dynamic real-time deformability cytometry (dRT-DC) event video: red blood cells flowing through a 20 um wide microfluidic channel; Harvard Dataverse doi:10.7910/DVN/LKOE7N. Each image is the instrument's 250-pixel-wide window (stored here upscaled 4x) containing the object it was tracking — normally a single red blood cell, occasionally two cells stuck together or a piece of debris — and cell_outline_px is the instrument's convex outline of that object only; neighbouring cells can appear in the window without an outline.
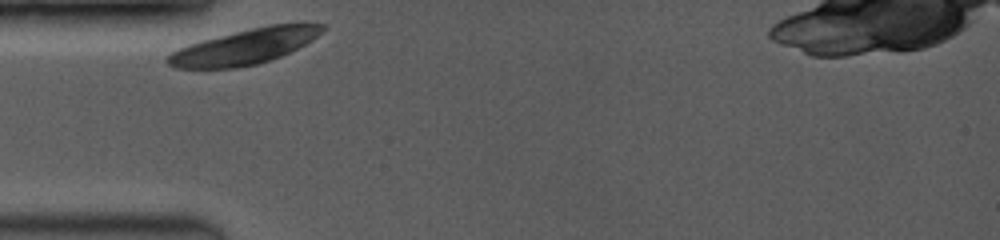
{"species": "common noctule bat (a hibernating species)", "species_latin": "Nyctalus noctula", "temperature_condition": "room temperature", "stored_images_in_passage": 19, "camera_frame_rate_fps": 3500, "um_per_image_px": 0.085, "animal": {"sex": "female", "body_mass_g": 19.0, "forearm_length_mm": 53.3}, "frame": {"image": 1, "passage_image": 1, "time_ms": 0.0, "image_size_px": [1000, 240], "cell_outline_px": [[328, 28], [312, 40], [272, 60], [256, 64], [236, 68], [176, 68], [168, 64], [164, 60], [172, 52], [188, 44], [268, 24], [304, 20], [324, 24]], "centroid_in_image_um": [20.92, 3.92], "position_along_channel_um": 64.1, "area_um2": 32.08}}
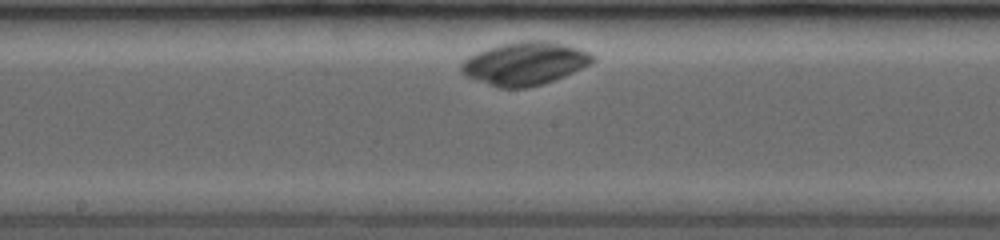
{"frame": {"image": 2, "passage_image": 8, "time_ms": 4.0, "image_size_px": [1000, 240], "cell_outline_px": [[596, 56], [588, 64], [564, 76], [540, 84], [524, 88], [500, 88], [464, 76], [460, 72], [460, 64], [468, 56], [476, 52], [488, 48], [520, 40], [540, 40], [560, 44], [592, 52]], "centroid_in_image_um": [44.55, 5.4], "position_along_channel_um": 203.7, "area_um2": 32.54}}
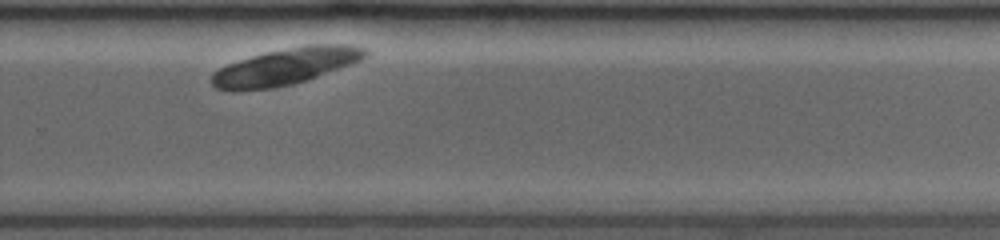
{"frame": {"image": 3, "passage_image": 16, "time_ms": 6.857, "image_size_px": [1000, 240], "cell_outline_px": [[368, 56], [360, 60], [308, 80], [292, 84], [272, 88], [232, 92], [216, 88], [212, 84], [212, 76], [220, 68], [228, 64], [264, 52], [308, 44], [356, 44], [368, 48]], "centroid_in_image_um": [24.33, 5.64], "position_along_channel_um": 305.5, "area_um2": 32.89}}